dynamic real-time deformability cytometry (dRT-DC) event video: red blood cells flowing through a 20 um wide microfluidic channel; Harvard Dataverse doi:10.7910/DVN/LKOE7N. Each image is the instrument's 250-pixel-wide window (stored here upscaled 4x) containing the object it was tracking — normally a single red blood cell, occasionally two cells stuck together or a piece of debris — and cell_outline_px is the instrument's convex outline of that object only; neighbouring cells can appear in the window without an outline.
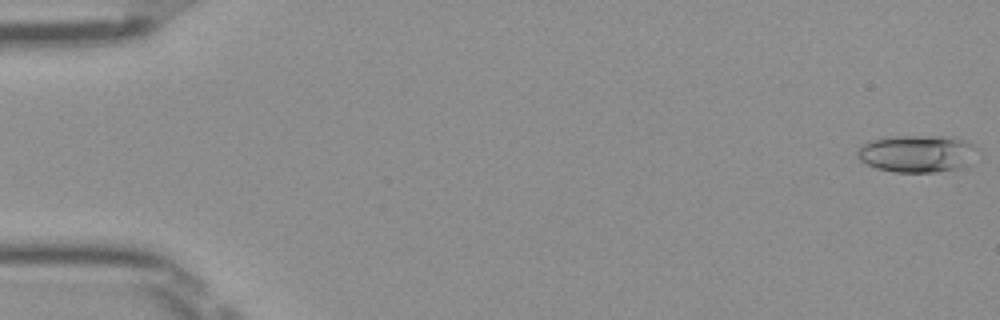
{"species": "Egyptian fruit bat (a non-hibernating species)", "species_latin": "Rousettus aegyptiacus", "temperature_condition": "room temperature", "stored_images_in_passage": 51, "camera_frame_rate_fps": 3000, "um_per_image_px": 0.085, "frame": {"image": 1, "passage_image": 1, "time_ms": 0.0, "image_size_px": [1000, 320], "cell_outline_px": [[976, 148], [972, 164], [964, 168], [936, 172], [892, 172], [876, 168], [860, 160], [856, 156], [856, 152], [860, 144], [868, 140], [888, 136], [952, 136], [964, 140], [972, 144]], "centroid_in_image_um": [77.94, 13.05], "position_along_channel_um": 7.1, "area_um2": 26.65}}
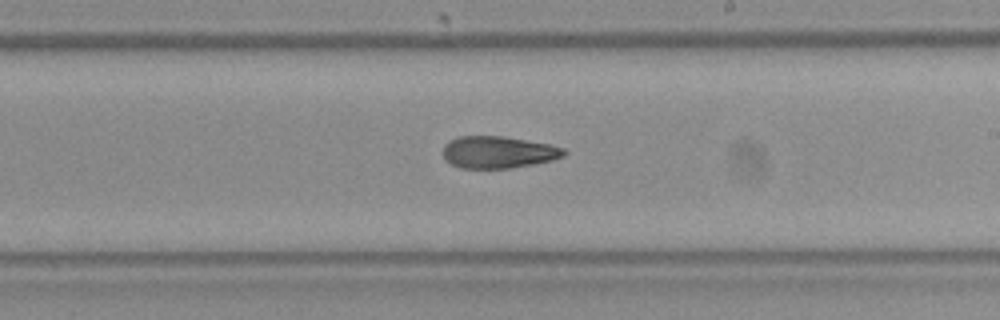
{"frame": {"image": 2, "passage_image": 30, "time_ms": 9.667, "image_size_px": [1000, 320], "cell_outline_px": [[568, 152], [564, 156], [552, 160], [532, 164], [508, 168], [460, 168], [444, 160], [444, 144], [448, 140], [456, 136], [504, 136], [552, 144], [564, 148]], "centroid_in_image_um": [42.35, 12.92], "position_along_channel_um": 246.6, "area_um2": 22.77}}
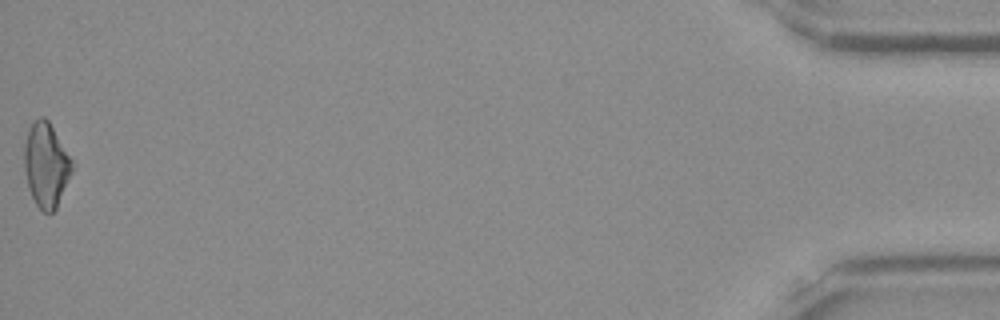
{"frame": {"image": 3, "passage_image": 51, "time_ms": 16.667, "image_size_px": [1000, 320], "cell_outline_px": [[76, 164], [56, 208], [52, 212], [44, 212], [36, 204], [28, 188], [24, 168], [24, 144], [28, 132], [32, 124], [40, 116], [44, 116], [48, 120]], "centroid_in_image_um": [3.94, 14.01], "position_along_channel_um": 431.3, "area_um2": 23.58}, "authors_computed_cell_mechanics": {"area_um2": 23.12, "velocity_mm_per_s": 4.0242, "shape_relaxation_time_tau1_ms": null, "shape_relaxation_time_tau2_ms": 6.5457, "deformation_change_tau1": null, "deformation_change_tau2": 0.1596}}